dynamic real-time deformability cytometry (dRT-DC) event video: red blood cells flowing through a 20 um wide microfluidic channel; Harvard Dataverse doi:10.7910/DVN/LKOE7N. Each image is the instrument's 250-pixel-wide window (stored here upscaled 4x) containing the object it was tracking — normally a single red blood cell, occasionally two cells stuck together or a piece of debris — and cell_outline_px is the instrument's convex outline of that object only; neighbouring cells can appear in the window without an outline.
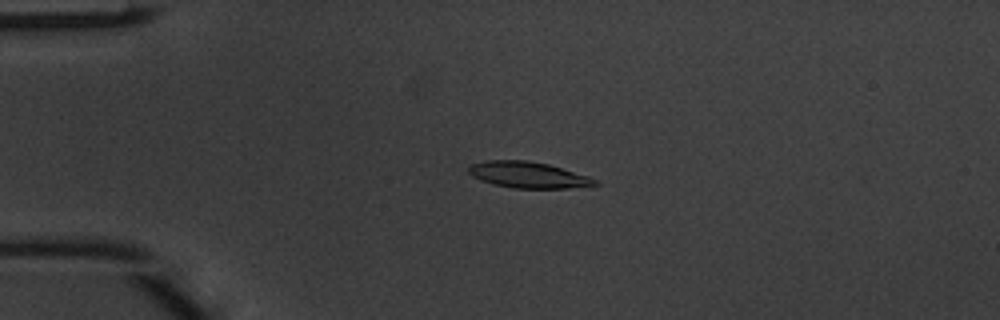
{"species": "common noctule bat (a hibernating species)", "species_latin": "Nyctalus noctula", "temperature_condition": "warm", "stored_images_in_passage": 48, "camera_frame_rate_fps": 3000, "um_per_image_px": 0.085, "animal": {"sex": "male", "body_mass_g": 20.1, "forearm_length_mm": 53.5}, "frame": {"image": 1, "passage_image": 11, "time_ms": 3.333, "image_size_px": [1000, 320], "cell_outline_px": [[600, 184], [568, 188], [512, 188], [480, 180], [472, 176], [468, 172], [468, 164], [488, 160], [528, 160], [548, 164], [588, 176], [596, 180]], "centroid_in_image_um": [44.85, 14.85], "position_along_channel_um": 40.2, "area_um2": 19.19}}
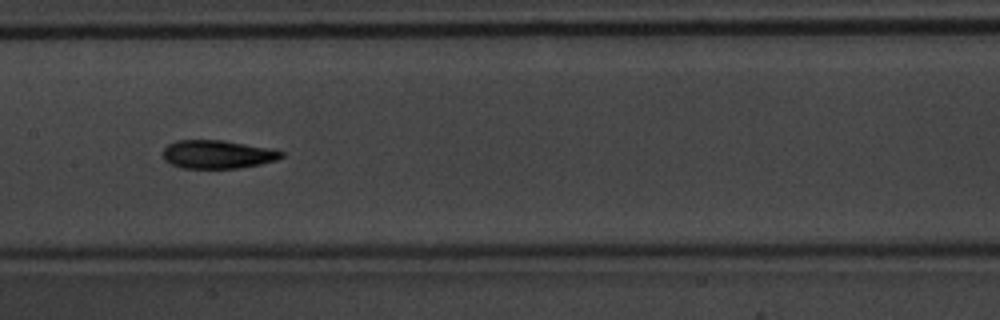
{"frame": {"image": 2, "passage_image": 24, "time_ms": 7.667, "image_size_px": [1000, 320], "cell_outline_px": [[284, 156], [276, 160], [260, 164], [240, 168], [180, 168], [164, 160], [160, 152], [168, 144], [176, 140], [224, 140], [268, 148], [284, 152]], "centroid_in_image_um": [18.44, 13.12], "position_along_channel_um": 189.0, "area_um2": 19.71}}
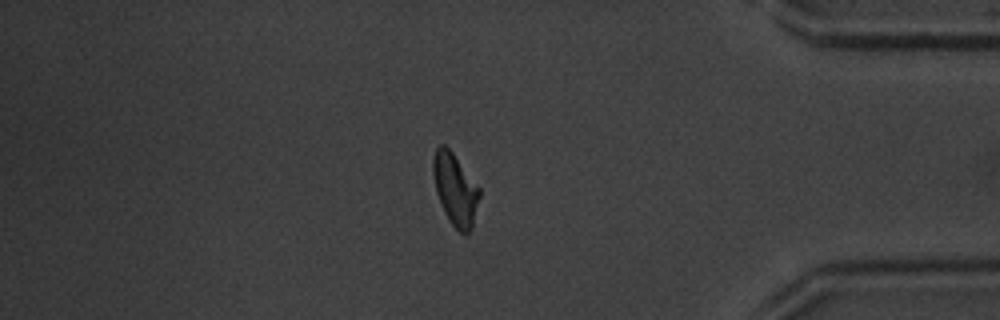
{"frame": {"image": 3, "passage_image": 41, "time_ms": 13.333, "image_size_px": [1000, 320], "cell_outline_px": [[480, 196], [472, 228], [464, 236], [448, 220], [444, 212], [436, 192], [432, 172], [432, 160], [436, 148], [440, 144], [444, 144], [452, 152], [480, 188]], "centroid_in_image_um": [38.68, 16.1], "position_along_channel_um": 396.5, "area_um2": 19.42}, "authors_computed_cell_mechanics": {"area_um2": 19.1318, "velocity_mm_per_s": 4.1658, "shape_relaxation_time_tau1_ms": 2.9673, "shape_relaxation_time_tau2_ms": 3.41, "deformation_change_tau1": 0.142, "deformation_change_tau2": 0.114}}